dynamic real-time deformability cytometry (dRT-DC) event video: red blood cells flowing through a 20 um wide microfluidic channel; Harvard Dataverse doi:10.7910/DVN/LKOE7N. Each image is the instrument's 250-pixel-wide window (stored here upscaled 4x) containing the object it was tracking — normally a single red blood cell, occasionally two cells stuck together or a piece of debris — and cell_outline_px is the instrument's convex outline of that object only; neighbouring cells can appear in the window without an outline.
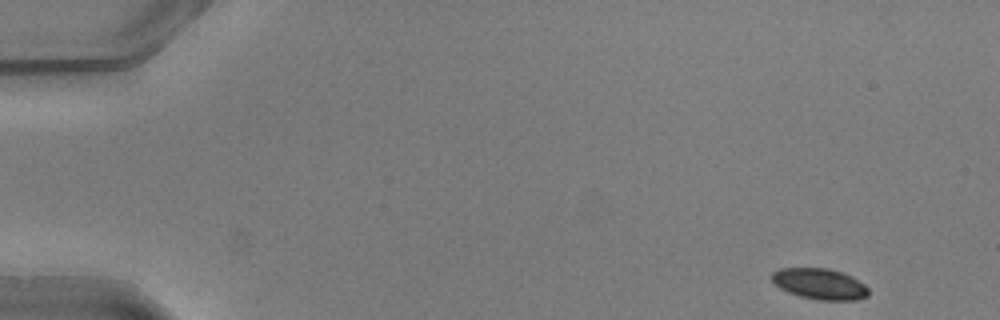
{"species": "common noctule bat (a hibernating species)", "species_latin": "Nyctalus noctula", "temperature_condition": "warm", "stored_images_in_passage": 48, "camera_frame_rate_fps": 3000, "um_per_image_px": 0.085, "animal": {"sex": "male", "body_mass_g": 20.5, "forearm_length_mm": 52.5}, "frame": {"image": 1, "passage_image": 1, "time_ms": 0.0, "image_size_px": [1000, 320], "cell_outline_px": [[868, 296], [856, 300], [816, 300], [800, 296], [788, 292], [780, 288], [772, 280], [772, 272], [780, 268], [828, 268], [852, 276], [864, 284], [868, 288]], "centroid_in_image_um": [69.68, 24.13], "position_along_channel_um": 15.3, "area_um2": 17.4}}
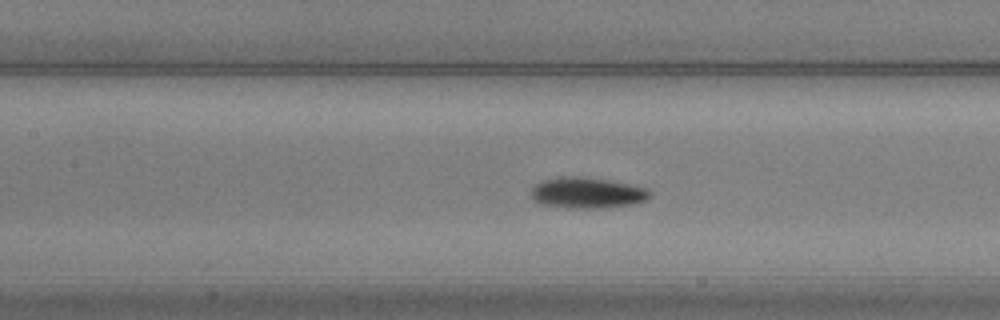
{"frame": {"image": 2, "passage_image": 21, "time_ms": 6.667, "image_size_px": [1000, 320], "cell_outline_px": [[652, 196], [644, 200], [632, 204], [608, 208], [568, 208], [540, 204], [532, 200], [532, 188], [540, 180], [556, 176], [576, 176], [608, 180], [648, 188], [652, 192]], "centroid_in_image_um": [49.88, 16.39], "position_along_channel_um": 157.5, "area_um2": 21.68}}
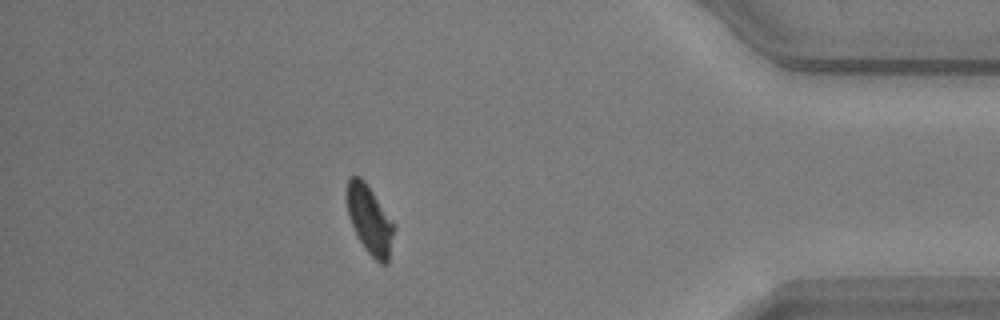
{"frame": {"image": 3, "passage_image": 42, "time_ms": 13.667, "image_size_px": [1000, 320], "cell_outline_px": [[396, 228], [388, 264], [380, 264], [364, 248], [352, 224], [348, 212], [348, 180], [352, 176], [360, 176], [364, 180], [396, 224]], "centroid_in_image_um": [31.49, 18.72], "position_along_channel_um": 403.7, "area_um2": 18.67}, "authors_computed_cell_mechanics": {"area_um2": 19.8832, "velocity_mm_per_s": 4.0519, "shape_relaxation_time_tau1_ms": 2.3293, "shape_relaxation_time_tau2_ms": 5.7467, "deformation_change_tau1": 0.1255, "deformation_change_tau2": 0.1165}}